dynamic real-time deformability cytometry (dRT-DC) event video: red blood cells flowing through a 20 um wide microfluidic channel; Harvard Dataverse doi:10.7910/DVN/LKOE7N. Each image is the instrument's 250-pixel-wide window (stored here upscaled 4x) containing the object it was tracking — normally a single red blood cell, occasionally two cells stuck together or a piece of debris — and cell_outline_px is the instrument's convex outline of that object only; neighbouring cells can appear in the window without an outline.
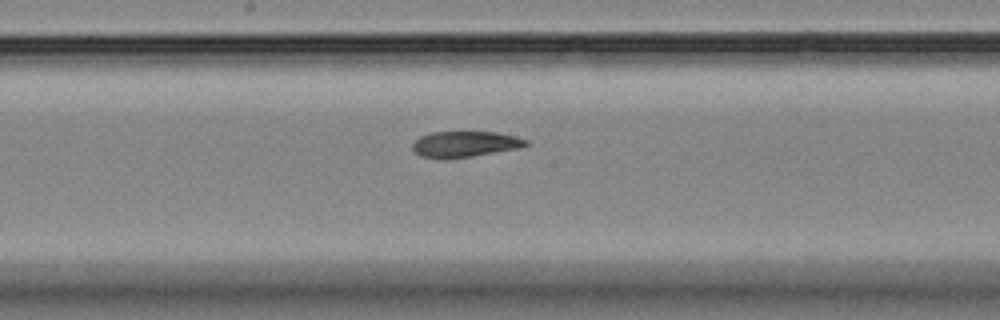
{"species": "Egyptian fruit bat (a non-hibernating species)", "species_latin": "Rousettus aegyptiacus", "temperature_condition": "room temperature", "stored_images_in_passage": 7, "segment_of_instrument_passage": [2, 2], "camera_frame_rate_fps": 3000, "um_per_image_px": 0.085, "animal": {"sex": "female"}, "frame": {"image": 1, "passage_image": 7, "time_ms": 7.667, "image_size_px": [1000, 320], "cell_outline_px": [[528, 144], [520, 148], [472, 156], [444, 160], [420, 156], [412, 152], [412, 144], [420, 136], [432, 132], [496, 132], [516, 136], [528, 140]], "centroid_in_image_um": [39.48, 12.26], "position_along_channel_um": 208.7, "area_um2": 17.34}}